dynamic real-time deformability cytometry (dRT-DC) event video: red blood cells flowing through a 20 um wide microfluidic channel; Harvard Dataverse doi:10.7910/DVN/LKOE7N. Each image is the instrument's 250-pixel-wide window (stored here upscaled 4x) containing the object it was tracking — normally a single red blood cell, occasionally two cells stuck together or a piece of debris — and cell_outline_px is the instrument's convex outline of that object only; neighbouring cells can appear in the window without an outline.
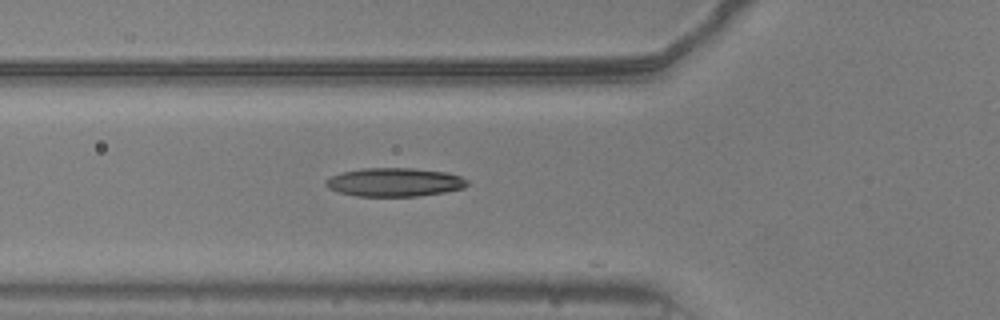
{"species": "common noctule bat (a hibernating species)", "species_latin": "Nyctalus noctula", "temperature_condition": "warm", "stored_images_in_passage": 11, "camera_frame_rate_fps": 3000, "um_per_image_px": 0.085, "animal": {"sex": "male", "body_mass_g": 20.5, "forearm_length_mm": 52.5}, "frame": {"image": 1, "passage_image": 4, "time_ms": 1.0, "image_size_px": [1000, 320], "cell_outline_px": [[468, 184], [464, 188], [444, 192], [420, 196], [356, 196], [336, 192], [328, 188], [324, 184], [324, 180], [332, 176], [344, 172], [364, 168], [412, 168], [448, 172], [460, 176], [468, 180]], "centroid_in_image_um": [33.53, 15.49], "position_along_channel_um": 92.3, "area_um2": 23.7}}
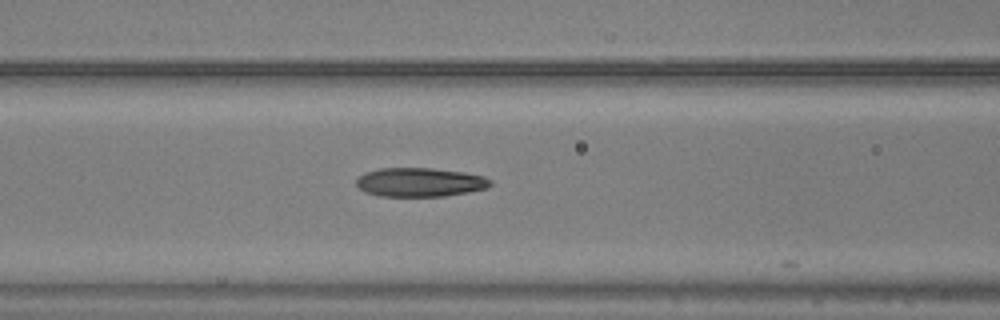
{"frame": {"image": 2, "passage_image": 7, "time_ms": 2.0, "image_size_px": [1000, 320], "cell_outline_px": [[492, 184], [488, 188], [468, 192], [444, 196], [380, 196], [364, 192], [356, 184], [356, 180], [364, 172], [380, 168], [432, 168], [464, 172], [484, 176], [492, 180]], "centroid_in_image_um": [35.71, 15.49], "position_along_channel_um": 130.9, "area_um2": 22.72}}
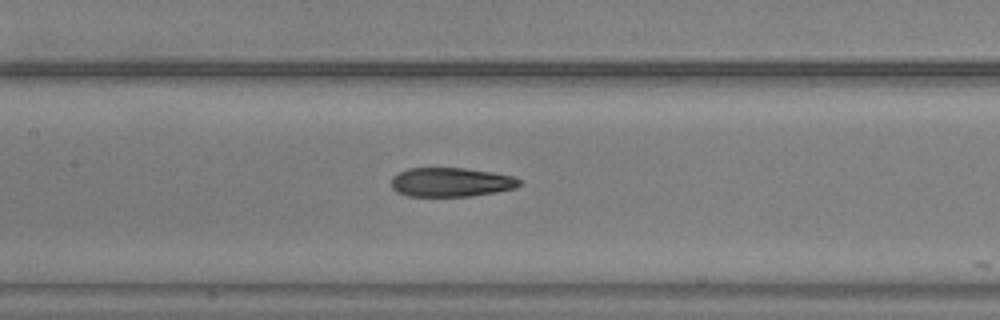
{"frame": {"image": 3, "passage_image": 10, "time_ms": 3.0, "image_size_px": [1000, 320], "cell_outline_px": [[520, 184], [516, 188], [496, 192], [472, 196], [408, 196], [396, 192], [392, 188], [392, 176], [408, 168], [464, 168], [492, 172], [512, 176], [520, 180]], "centroid_in_image_um": [38.32, 15.49], "position_along_channel_um": 169.1, "area_um2": 21.73}}